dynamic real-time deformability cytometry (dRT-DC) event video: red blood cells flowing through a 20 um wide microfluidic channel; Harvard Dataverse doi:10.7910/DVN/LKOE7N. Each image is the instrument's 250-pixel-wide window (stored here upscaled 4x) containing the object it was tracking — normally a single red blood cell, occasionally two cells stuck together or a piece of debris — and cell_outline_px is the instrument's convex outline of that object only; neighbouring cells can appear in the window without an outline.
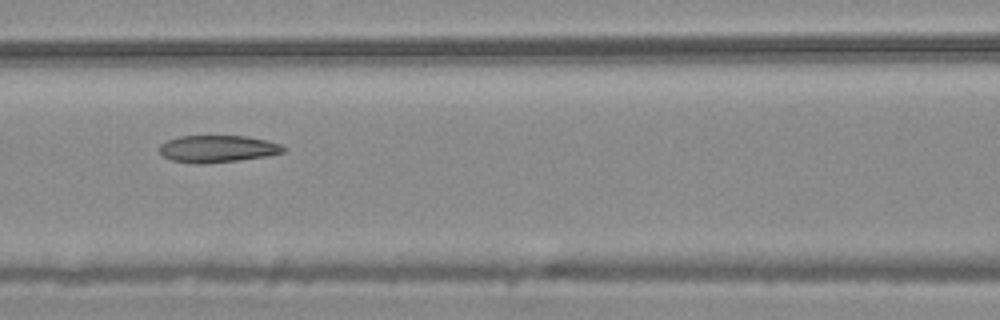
{"species": "common noctule bat (a hibernating species)", "species_latin": "Nyctalus noctula", "temperature_condition": "warm", "stored_images_in_passage": 7, "camera_frame_rate_fps": 3000, "um_per_image_px": 0.085, "animal": {"sex": "male", "body_mass_g": 20.4}, "frame": {"image": 1, "passage_image": 7, "time_ms": 2.0, "image_size_px": [1000, 320], "cell_outline_px": [[288, 148], [284, 152], [268, 156], [240, 160], [204, 164], [196, 164], [172, 160], [164, 156], [160, 152], [160, 144], [168, 140], [180, 136], [244, 136], [268, 140], [280, 144]], "centroid_in_image_um": [18.53, 12.65], "position_along_channel_um": 148.1, "area_um2": 19.65}}